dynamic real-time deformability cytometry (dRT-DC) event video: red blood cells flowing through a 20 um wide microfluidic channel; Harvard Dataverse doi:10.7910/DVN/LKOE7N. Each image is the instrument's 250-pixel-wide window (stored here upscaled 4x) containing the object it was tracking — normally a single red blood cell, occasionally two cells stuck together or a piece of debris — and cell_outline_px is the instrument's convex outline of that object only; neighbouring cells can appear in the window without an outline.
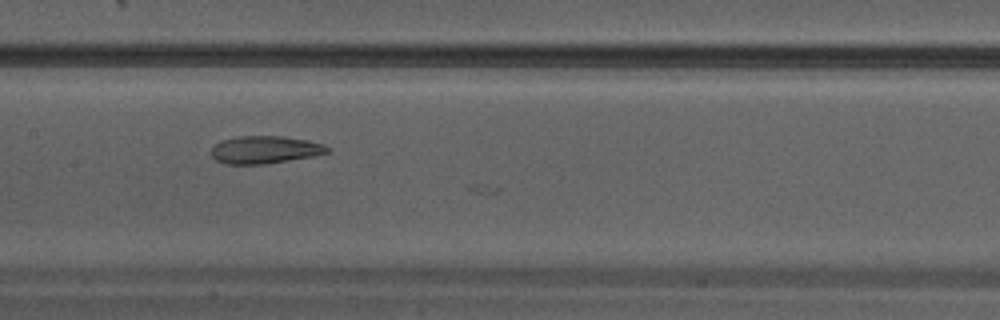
{"species": "Egyptian fruit bat (a non-hibernating species)", "species_latin": "Rousettus aegyptiacus", "temperature_condition": "warm", "stored_images_in_passage": 14, "camera_frame_rate_fps": 3000, "um_per_image_px": 0.085, "animal": {"sex": "male"}, "frame": {"image": 1, "passage_image": 11, "time_ms": 3.333, "image_size_px": [1000, 320], "cell_outline_px": [[328, 152], [312, 156], [264, 164], [224, 164], [216, 160], [212, 156], [212, 148], [220, 140], [240, 136], [284, 136], [308, 140], [324, 144], [328, 148]], "centroid_in_image_um": [22.49, 12.72], "position_along_channel_um": 184.9, "area_um2": 18.55}}
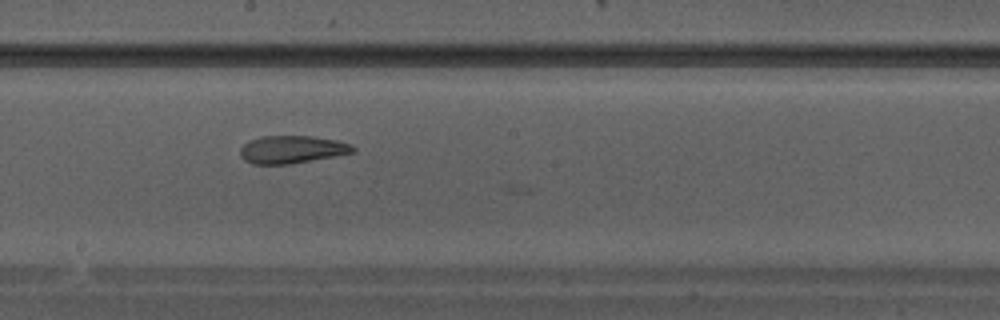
{"frame": {"image": 2, "passage_image": 13, "time_ms": 4.0, "image_size_px": [1000, 320], "cell_outline_px": [[356, 152], [288, 164], [252, 164], [244, 160], [240, 156], [240, 148], [248, 140], [260, 136], [312, 136], [336, 140], [352, 144], [356, 148]], "centroid_in_image_um": [24.8, 12.7], "position_along_channel_um": 223.4, "area_um2": 18.26}}